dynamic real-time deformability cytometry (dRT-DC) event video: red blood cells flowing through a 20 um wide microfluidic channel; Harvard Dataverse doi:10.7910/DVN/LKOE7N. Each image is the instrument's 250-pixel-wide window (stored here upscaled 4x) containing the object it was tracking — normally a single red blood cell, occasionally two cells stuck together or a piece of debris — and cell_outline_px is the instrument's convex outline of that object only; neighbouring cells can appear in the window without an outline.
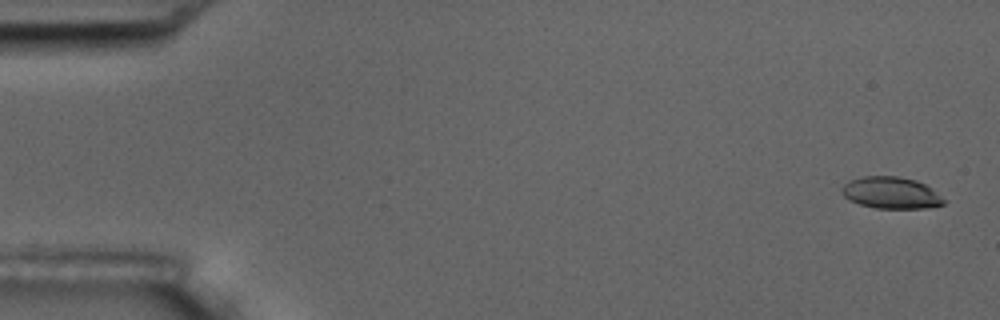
{"species": "common noctule bat (a hibernating species)", "species_latin": "Nyctalus noctula", "temperature_condition": "room temperature", "stored_images_in_passage": 5, "segment_of_instrument_passage": [2, 2], "camera_frame_rate_fps": 3000, "um_per_image_px": 0.085, "animal": {"sex": "male", "body_mass_g": 17.5, "forearm_length_mm": 52.3}, "frame": {"image": 1, "passage_image": 5, "time_ms": 6.333, "image_size_px": [1000, 320], "cell_outline_px": [[944, 204], [928, 208], [876, 208], [860, 204], [848, 200], [844, 196], [840, 188], [844, 184], [852, 180], [864, 176], [896, 176], [916, 180], [932, 188], [944, 200]], "centroid_in_image_um": [75.73, 16.39], "position_along_channel_um": 9.3, "area_um2": 18.73}}